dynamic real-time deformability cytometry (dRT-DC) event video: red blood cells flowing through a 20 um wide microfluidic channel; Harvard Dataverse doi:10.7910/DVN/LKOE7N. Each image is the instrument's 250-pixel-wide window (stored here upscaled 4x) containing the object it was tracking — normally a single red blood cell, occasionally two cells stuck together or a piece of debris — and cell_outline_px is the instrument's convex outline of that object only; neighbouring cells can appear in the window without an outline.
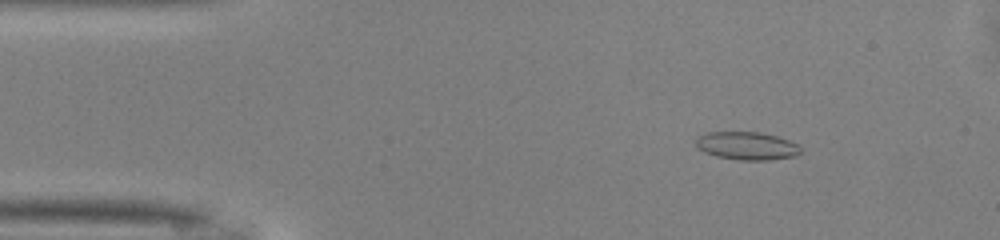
{"species": "common noctule bat (a hibernating species)", "species_latin": "Nyctalus noctula", "temperature_condition": "warm", "stored_images_in_passage": 50, "camera_frame_rate_fps": 3000, "um_per_image_px": 0.085, "animal": {"sex": "male", "body_mass_g": 13.0, "forearm_length_mm": 53.1}, "frame": {"image": 1, "passage_image": 7, "time_ms": 2.0, "image_size_px": [1000, 240], "cell_outline_px": [[800, 152], [796, 156], [772, 160], [740, 160], [716, 156], [704, 152], [696, 148], [696, 136], [708, 132], [760, 132], [776, 136], [788, 140], [796, 144], [800, 148]], "centroid_in_image_um": [63.45, 12.4], "position_along_channel_um": 21.6, "area_um2": 17.17}}
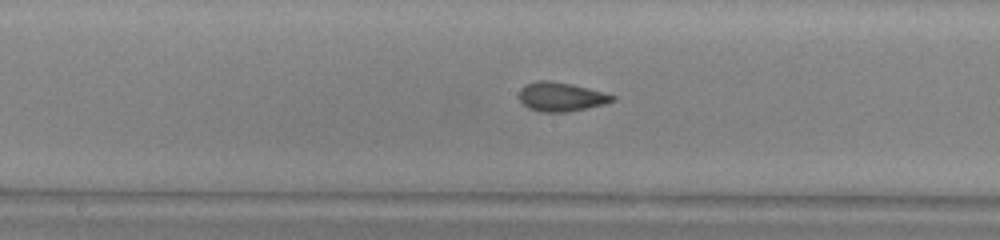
{"frame": {"image": 2, "passage_image": 25, "time_ms": 8.0, "image_size_px": [1000, 240], "cell_outline_px": [[616, 100], [604, 104], [564, 112], [540, 112], [528, 108], [520, 100], [520, 88], [536, 80], [548, 80], [572, 84], [588, 88], [616, 96]], "centroid_in_image_um": [47.68, 8.22], "position_along_channel_um": 200.5, "area_um2": 15.61}}
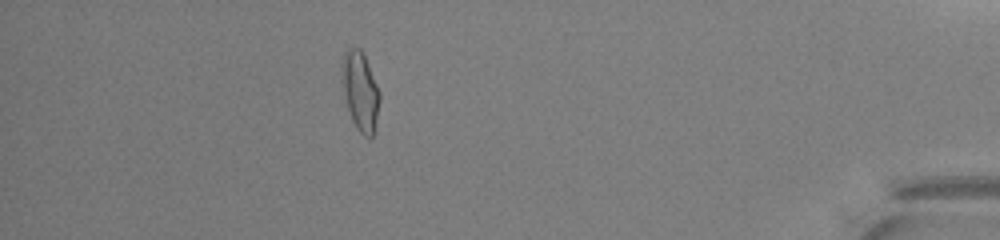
{"frame": {"image": 3, "passage_image": 44, "time_ms": 14.333, "image_size_px": [1000, 240], "cell_outline_px": [[380, 100], [376, 120], [372, 136], [364, 136], [356, 128], [352, 120], [348, 108], [344, 92], [340, 68], [340, 64], [348, 48], [360, 48], [364, 52], [380, 92]], "centroid_in_image_um": [30.62, 7.69], "position_along_channel_um": 404.6, "area_um2": 17.28}, "authors_computed_cell_mechanics": {"area_um2": 16.1262, "velocity_mm_per_s": 4.1274, "shape_relaxation_time_tau1_ms": 5.6268, "shape_relaxation_time_tau2_ms": 1.5344, "deformation_change_tau1": 0.1782, "deformation_change_tau2": 0.0663}}